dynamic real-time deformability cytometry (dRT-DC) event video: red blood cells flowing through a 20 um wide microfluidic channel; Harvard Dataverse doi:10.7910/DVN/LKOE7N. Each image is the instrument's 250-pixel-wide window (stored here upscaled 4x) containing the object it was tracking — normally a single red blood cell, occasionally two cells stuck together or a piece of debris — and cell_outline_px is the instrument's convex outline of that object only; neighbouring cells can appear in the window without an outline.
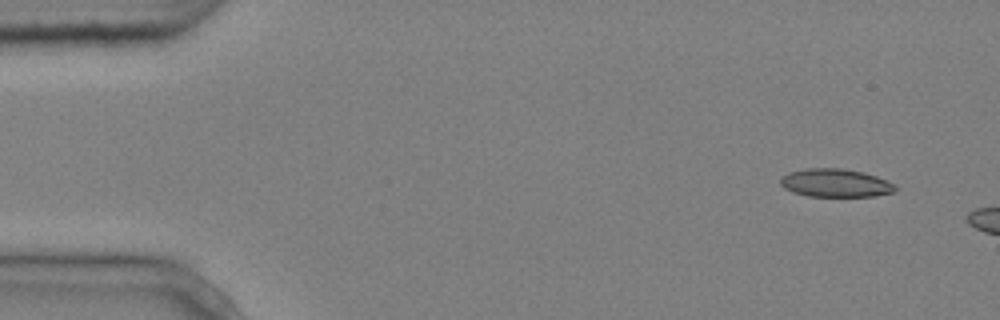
{"species": "common noctule bat (a hibernating species)", "species_latin": "Nyctalus noctula", "temperature_condition": "cold", "stored_images_in_passage": 3, "camera_frame_rate_fps": 3000, "um_per_image_px": 0.085, "animal": {"sex": "male", "body_mass_g": 20.4}, "frame": {"image": 1, "passage_image": 1, "time_ms": 0.0, "image_size_px": [1000, 320], "cell_outline_px": [[896, 188], [892, 192], [876, 196], [808, 196], [792, 192], [784, 188], [780, 184], [780, 176], [788, 172], [808, 168], [840, 168], [864, 172], [888, 180], [896, 184]], "centroid_in_image_um": [71.0, 15.54], "position_along_channel_um": 14.0, "area_um2": 19.02}}